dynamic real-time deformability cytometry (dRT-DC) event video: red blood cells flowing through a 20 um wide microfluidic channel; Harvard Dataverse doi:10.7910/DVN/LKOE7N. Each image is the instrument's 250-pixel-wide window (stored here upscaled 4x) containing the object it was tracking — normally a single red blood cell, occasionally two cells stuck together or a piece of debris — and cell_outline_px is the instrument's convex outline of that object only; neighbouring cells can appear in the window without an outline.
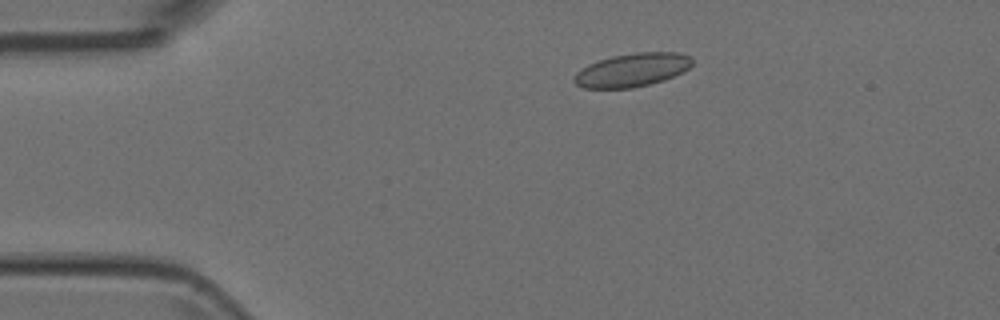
{"species": "Egyptian fruit bat (a non-hibernating species)", "species_latin": "Rousettus aegyptiacus", "temperature_condition": "room temperature", "stored_images_in_passage": 9, "camera_frame_rate_fps": 3000, "um_per_image_px": 0.085, "animal": {"sex": "female"}, "frame": {"image": 1, "passage_image": 3, "time_ms": 0.667, "image_size_px": [1000, 320], "cell_outline_px": [[692, 64], [684, 72], [664, 80], [632, 88], [584, 88], [576, 84], [572, 80], [576, 72], [588, 64], [612, 56], [636, 52], [680, 52], [692, 56]], "centroid_in_image_um": [53.75, 5.94], "position_along_channel_um": 31.2, "area_um2": 23.12}}
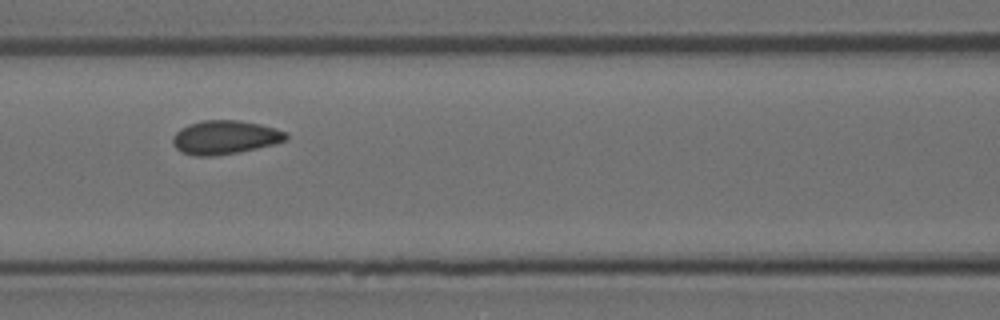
{"frame": {"image": 2, "passage_image": 7, "time_ms": 2.0, "image_size_px": [1000, 320], "cell_outline_px": [[288, 140], [256, 148], [236, 152], [212, 156], [196, 156], [180, 152], [176, 148], [172, 140], [172, 136], [180, 128], [188, 124], [204, 120], [240, 120], [260, 124], [276, 128], [288, 132]], "centroid_in_image_um": [19.12, 11.66], "position_along_channel_um": 147.5, "area_um2": 22.31}}
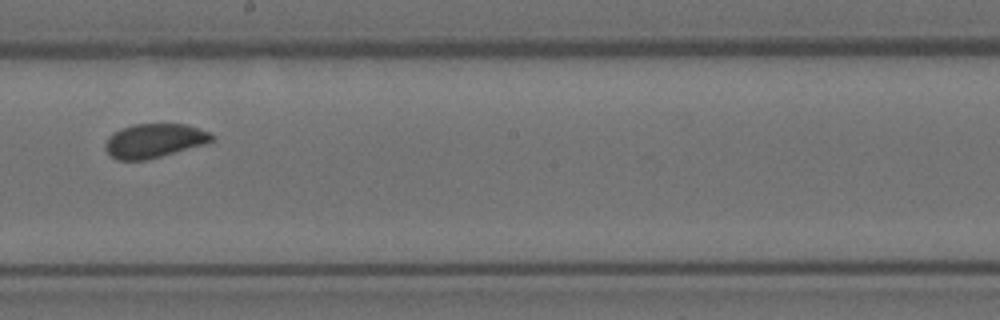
{"frame": {"image": 3, "passage_image": 9, "time_ms": 2.667, "image_size_px": [1000, 320], "cell_outline_px": [[216, 136], [208, 144], [144, 160], [116, 160], [104, 148], [104, 144], [108, 136], [112, 132], [120, 128], [132, 124], [188, 124], [208, 132]], "centroid_in_image_um": [13.1, 11.95], "position_along_channel_um": 235.1, "area_um2": 21.33}}